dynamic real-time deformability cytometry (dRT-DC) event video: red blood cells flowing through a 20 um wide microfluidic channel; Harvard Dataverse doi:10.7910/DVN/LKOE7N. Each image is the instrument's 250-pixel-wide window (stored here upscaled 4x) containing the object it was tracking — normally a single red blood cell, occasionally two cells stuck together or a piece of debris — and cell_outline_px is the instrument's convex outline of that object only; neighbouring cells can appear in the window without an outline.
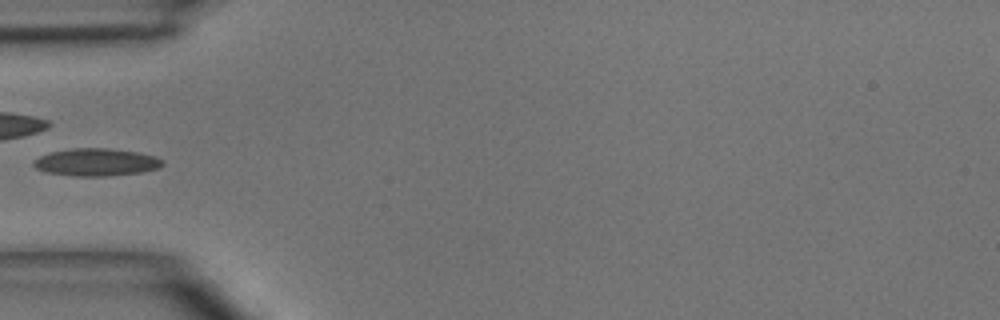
{"species": "common noctule bat (a hibernating species)", "species_latin": "Nyctalus noctula", "temperature_condition": "room temperature", "stored_images_in_passage": 3, "camera_frame_rate_fps": 3000, "um_per_image_px": 0.085, "animal": {"sex": "male", "body_mass_g": 15.6}, "frame": {"image": 1, "passage_image": 2, "time_ms": 1.333, "image_size_px": [1000, 320], "cell_outline_px": [[164, 164], [160, 168], [144, 172], [108, 176], [72, 176], [48, 172], [36, 168], [32, 164], [40, 156], [52, 152], [72, 148], [108, 148], [136, 152], [156, 156], [164, 160]], "centroid_in_image_um": [8.25, 13.79], "position_along_channel_um": 76.8, "area_um2": 20.69}}